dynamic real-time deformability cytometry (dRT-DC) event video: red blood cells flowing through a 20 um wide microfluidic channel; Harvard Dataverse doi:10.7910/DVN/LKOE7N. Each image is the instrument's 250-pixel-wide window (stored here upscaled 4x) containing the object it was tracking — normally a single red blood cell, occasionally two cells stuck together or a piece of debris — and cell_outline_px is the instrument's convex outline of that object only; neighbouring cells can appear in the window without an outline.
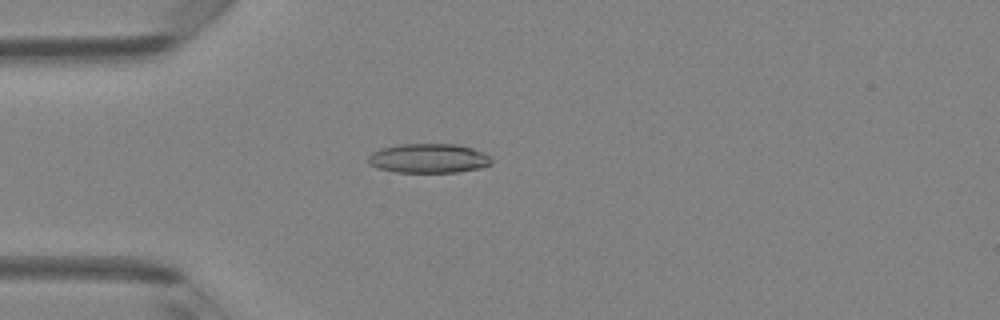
{"species": "Egyptian fruit bat (a non-hibernating species)", "species_latin": "Rousettus aegyptiacus", "temperature_condition": "room temperature", "stored_images_in_passage": 5, "camera_frame_rate_fps": 3000, "um_per_image_px": 0.085, "animal": {"sex": "female"}, "frame": {"image": 1, "passage_image": 4, "time_ms": 1.0, "image_size_px": [1000, 320], "cell_outline_px": [[492, 164], [480, 168], [456, 172], [396, 172], [380, 168], [372, 164], [368, 160], [368, 156], [372, 152], [380, 148], [400, 144], [456, 144], [472, 148], [488, 156], [492, 160]], "centroid_in_image_um": [36.43, 13.45], "position_along_channel_um": 48.6, "area_um2": 20.87}}